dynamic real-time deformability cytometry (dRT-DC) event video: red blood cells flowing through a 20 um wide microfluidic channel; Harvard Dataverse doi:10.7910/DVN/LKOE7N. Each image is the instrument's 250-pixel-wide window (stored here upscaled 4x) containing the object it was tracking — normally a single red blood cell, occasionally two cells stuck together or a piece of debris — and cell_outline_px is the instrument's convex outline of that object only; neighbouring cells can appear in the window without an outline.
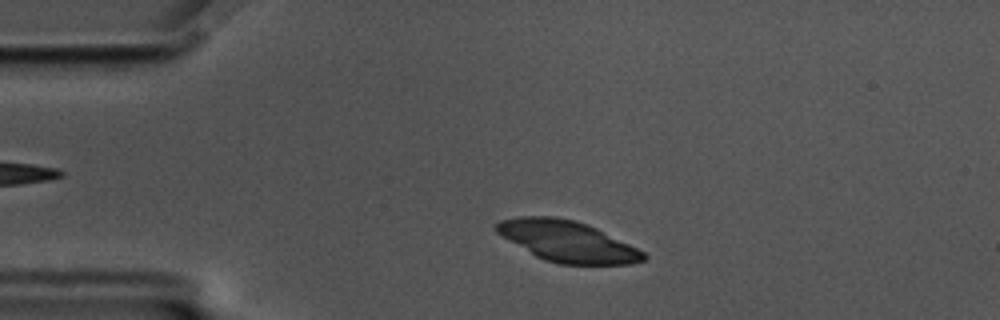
{"species": "common noctule bat (a hibernating species)", "species_latin": "Nyctalus noctula", "temperature_condition": "cold", "stored_images_in_passage": 52, "camera_frame_rate_fps": 3000, "um_per_image_px": 0.085, "animal": {"sex": "male", "body_mass_g": 17.5, "forearm_length_mm": 52.3}, "frame": {"image": 1, "passage_image": 6, "time_ms": 1.667, "image_size_px": [1000, 320], "cell_outline_px": [[648, 256], [644, 260], [632, 264], [560, 264], [544, 260], [536, 256], [496, 232], [492, 228], [500, 220], [520, 216], [552, 216], [572, 220], [588, 224], [644, 252]], "centroid_in_image_um": [48.21, 20.51], "position_along_channel_um": 36.8, "area_um2": 34.68}}